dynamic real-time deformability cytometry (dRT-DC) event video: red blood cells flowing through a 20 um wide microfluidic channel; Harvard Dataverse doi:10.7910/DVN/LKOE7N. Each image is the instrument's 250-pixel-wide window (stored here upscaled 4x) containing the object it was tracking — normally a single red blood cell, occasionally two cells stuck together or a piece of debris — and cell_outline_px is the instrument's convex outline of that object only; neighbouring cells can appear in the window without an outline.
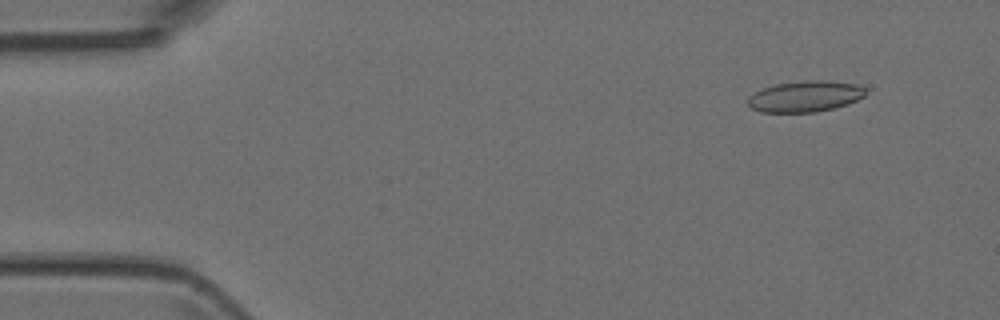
{"species": "Egyptian fruit bat (a non-hibernating species)", "species_latin": "Rousettus aegyptiacus", "temperature_condition": "room temperature", "stored_images_in_passage": 5, "camera_frame_rate_fps": 3000, "um_per_image_px": 0.085, "animal": {"sex": "female"}, "frame": {"image": 1, "passage_image": 2, "time_ms": 1.0, "image_size_px": [1000, 320], "cell_outline_px": [[868, 92], [864, 96], [848, 104], [816, 112], [760, 112], [752, 108], [748, 104], [748, 96], [764, 88], [776, 84], [804, 80], [828, 80], [856, 84], [864, 88]], "centroid_in_image_um": [68.45, 8.19], "position_along_channel_um": 16.5, "area_um2": 21.27}}
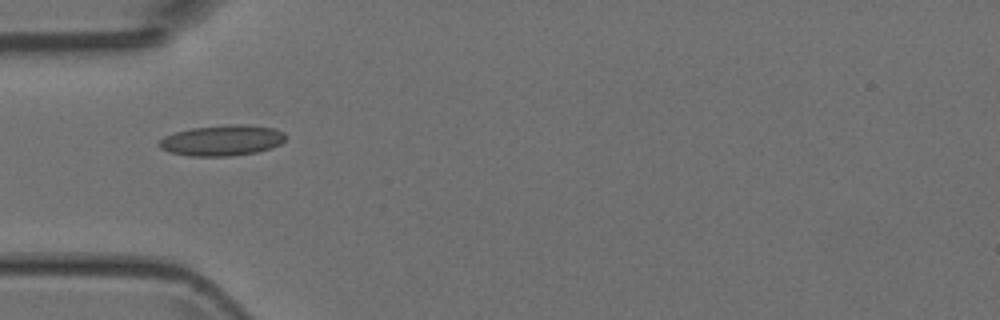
{"frame": {"image": 2, "passage_image": 5, "time_ms": 4.667, "image_size_px": [1000, 320], "cell_outline_px": [[288, 136], [280, 144], [256, 152], [232, 156], [188, 156], [168, 152], [160, 148], [156, 144], [164, 136], [176, 132], [192, 128], [228, 124], [248, 124], [272, 128], [284, 132]], "centroid_in_image_um": [18.86, 11.93], "position_along_channel_um": 66.1, "area_um2": 22.77}}